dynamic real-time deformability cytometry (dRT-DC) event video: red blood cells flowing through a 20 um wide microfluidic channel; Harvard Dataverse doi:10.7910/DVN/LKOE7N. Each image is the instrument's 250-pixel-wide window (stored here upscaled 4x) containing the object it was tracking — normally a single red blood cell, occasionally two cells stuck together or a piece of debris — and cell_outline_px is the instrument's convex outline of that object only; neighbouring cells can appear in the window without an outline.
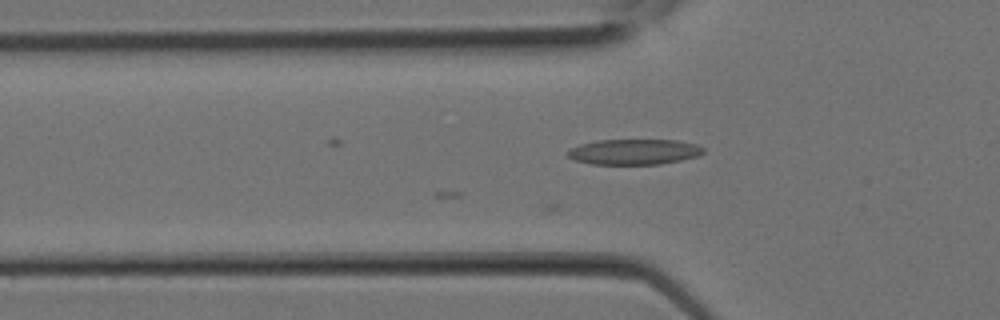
{"species": "Egyptian fruit bat (a non-hibernating species)", "species_latin": "Rousettus aegyptiacus", "temperature_condition": "room temperature", "stored_images_in_passage": 12, "camera_frame_rate_fps": 3000, "um_per_image_px": 0.085, "animal": {"sex": "female"}, "frame": {"image": 1, "passage_image": 8, "time_ms": 2.333, "image_size_px": [1000, 320], "cell_outline_px": [[704, 152], [700, 156], [660, 164], [592, 164], [576, 160], [568, 156], [568, 152], [572, 148], [580, 144], [596, 140], [676, 140], [696, 144], [704, 148]], "centroid_in_image_um": [53.94, 12.9], "position_along_channel_um": 71.9, "area_um2": 20.06}}
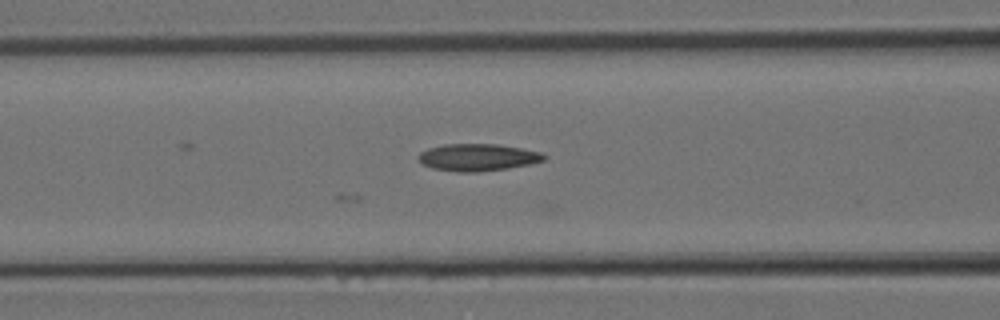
{"frame": {"image": 2, "passage_image": 10, "time_ms": 3.0, "image_size_px": [1000, 320], "cell_outline_px": [[548, 156], [544, 160], [528, 164], [508, 168], [476, 172], [460, 172], [432, 168], [420, 164], [416, 156], [420, 152], [428, 148], [444, 144], [496, 144], [544, 152]], "centroid_in_image_um": [40.58, 13.37], "position_along_channel_um": 126.0, "area_um2": 20.0}}
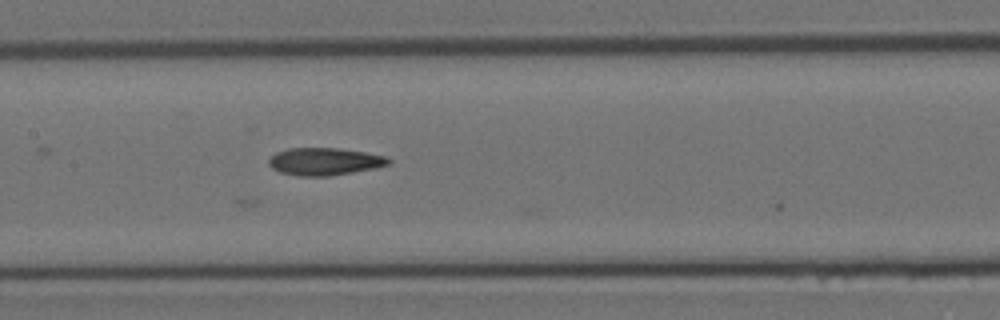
{"frame": {"image": 3, "passage_image": 12, "time_ms": 3.667, "image_size_px": [1000, 320], "cell_outline_px": [[392, 164], [376, 168], [328, 176], [300, 176], [280, 172], [272, 168], [268, 164], [268, 160], [276, 152], [288, 148], [340, 148], [388, 156], [392, 160]], "centroid_in_image_um": [27.63, 13.72], "position_along_channel_um": 179.8, "area_um2": 19.31}}